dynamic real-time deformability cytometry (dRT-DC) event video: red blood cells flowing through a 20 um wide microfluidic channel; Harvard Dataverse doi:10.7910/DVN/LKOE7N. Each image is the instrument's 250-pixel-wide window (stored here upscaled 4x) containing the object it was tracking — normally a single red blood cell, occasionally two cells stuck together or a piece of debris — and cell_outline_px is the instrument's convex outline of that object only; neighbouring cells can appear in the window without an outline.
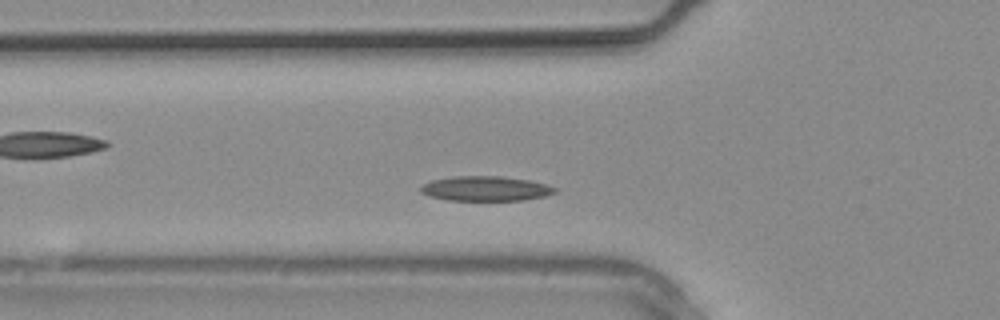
{"species": "common noctule bat (a hibernating species)", "species_latin": "Nyctalus noctula", "temperature_condition": "warm", "stored_images_in_passage": 22, "camera_frame_rate_fps": 3000, "um_per_image_px": 0.085, "animal": {"sex": "male", "body_mass_g": 20.4}, "frame": {"image": 1, "passage_image": 4, "time_ms": 1.0, "image_size_px": [1000, 320], "cell_outline_px": [[560, 188], [556, 192], [544, 196], [524, 200], [448, 200], [428, 196], [420, 192], [420, 188], [424, 184], [432, 180], [452, 176], [500, 176], [528, 180], [548, 184]], "centroid_in_image_um": [41.3, 16.03], "position_along_channel_um": 84.5, "area_um2": 19.48}}